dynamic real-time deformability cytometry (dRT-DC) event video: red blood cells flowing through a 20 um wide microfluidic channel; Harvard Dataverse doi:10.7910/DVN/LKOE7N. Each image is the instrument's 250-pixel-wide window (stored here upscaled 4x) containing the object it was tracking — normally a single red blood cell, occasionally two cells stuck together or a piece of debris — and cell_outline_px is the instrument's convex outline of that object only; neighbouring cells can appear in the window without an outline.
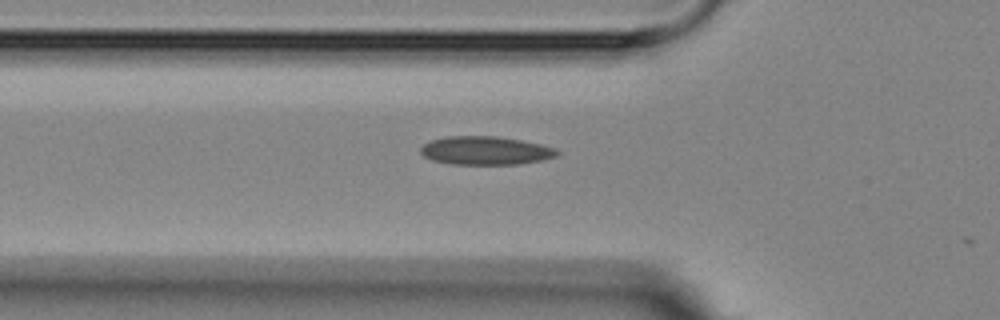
{"species": "Egyptian fruit bat (a non-hibernating species)", "species_latin": "Rousettus aegyptiacus", "temperature_condition": "room temperature", "stored_images_in_passage": 5, "camera_frame_rate_fps": 3000, "um_per_image_px": 0.085, "animal": {"sex": "female"}, "frame": {"image": 1, "passage_image": 5, "time_ms": 4.333, "image_size_px": [1000, 320], "cell_outline_px": [[560, 152], [556, 156], [540, 160], [516, 164], [452, 164], [432, 160], [424, 156], [420, 152], [420, 148], [424, 144], [432, 140], [444, 136], [496, 136], [520, 140], [540, 144], [556, 148]], "centroid_in_image_um": [41.25, 12.79], "position_along_channel_um": 84.6, "area_um2": 22.48}}